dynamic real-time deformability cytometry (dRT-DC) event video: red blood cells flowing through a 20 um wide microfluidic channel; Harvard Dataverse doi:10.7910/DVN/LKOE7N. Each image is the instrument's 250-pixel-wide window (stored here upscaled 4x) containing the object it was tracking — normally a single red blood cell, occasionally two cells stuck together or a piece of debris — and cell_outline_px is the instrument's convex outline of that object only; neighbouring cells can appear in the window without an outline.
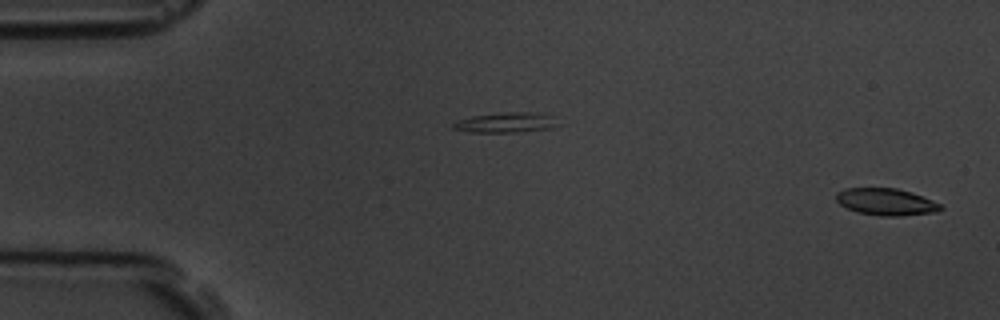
{"species": "common noctule bat (a hibernating species)", "species_latin": "Nyctalus noctula", "temperature_condition": "room temperature", "stored_images_in_passage": 4, "segment_of_instrument_passage": [2, 2], "camera_frame_rate_fps": 3000, "um_per_image_px": 0.085, "animal": {"sex": "male", "body_mass_g": 19.5, "forearm_length_mm": 54.6}, "frame": {"image": 1, "passage_image": 4, "time_ms": 3.667, "image_size_px": [1000, 320], "cell_outline_px": [[944, 208], [936, 212], [900, 216], [880, 216], [856, 212], [840, 204], [836, 200], [836, 192], [844, 188], [896, 188], [912, 192], [932, 200], [940, 204]], "centroid_in_image_um": [75.31, 17.16], "position_along_channel_um": 9.7, "area_um2": 16.47}}